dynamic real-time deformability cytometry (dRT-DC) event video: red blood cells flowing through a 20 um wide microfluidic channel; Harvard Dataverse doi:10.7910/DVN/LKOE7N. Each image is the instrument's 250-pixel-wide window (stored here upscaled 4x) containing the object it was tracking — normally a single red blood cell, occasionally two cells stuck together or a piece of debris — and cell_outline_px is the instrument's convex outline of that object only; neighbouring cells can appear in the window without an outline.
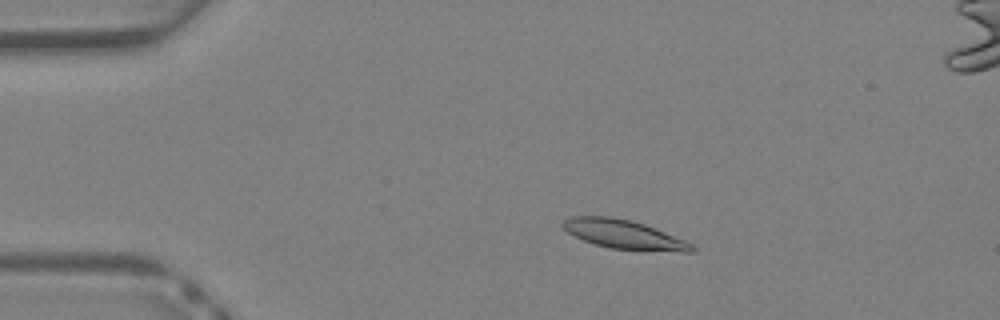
{"species": "Egyptian fruit bat (a non-hibernating species)", "species_latin": "Rousettus aegyptiacus", "temperature_condition": "warm", "stored_images_in_passage": 39, "segment_of_instrument_passage": [1, 2], "camera_frame_rate_fps": 3000, "um_per_image_px": 0.085, "animal": {"sex": "female"}, "frame": {"image": 1, "passage_image": 7, "time_ms": 2.0, "image_size_px": [1000, 320], "cell_outline_px": [[696, 248], [692, 252], [680, 252], [608, 248], [584, 240], [568, 232], [564, 228], [564, 220], [572, 216], [608, 216], [632, 220], [644, 224], [684, 240], [692, 244]], "centroid_in_image_um": [53.05, 19.92], "position_along_channel_um": 31.9, "area_um2": 21.39}}
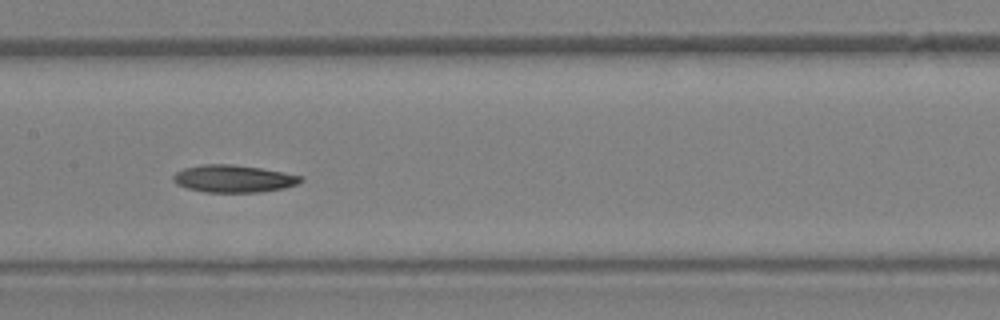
{"frame": {"image": 2, "passage_image": 19, "time_ms": 6.0, "image_size_px": [1000, 320], "cell_outline_px": [[304, 180], [296, 184], [284, 188], [260, 192], [204, 192], [188, 188], [176, 184], [172, 180], [172, 176], [176, 172], [184, 168], [204, 164], [232, 164], [260, 168], [284, 172], [304, 176]], "centroid_in_image_um": [19.86, 15.18], "position_along_channel_um": 187.5, "area_um2": 20.4}}
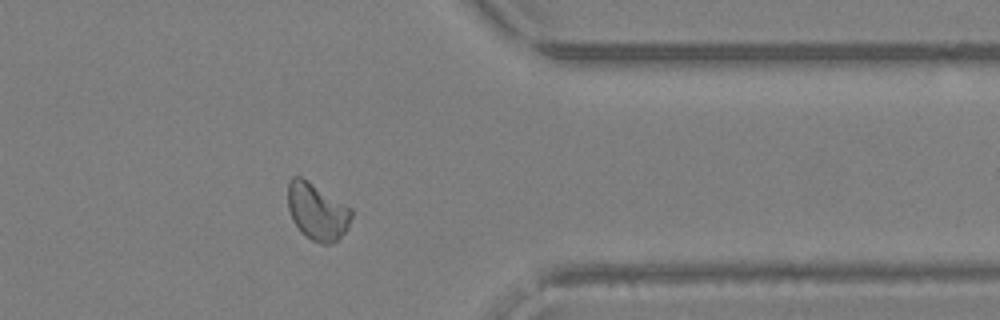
{"frame": {"image": 3, "passage_image": 31, "time_ms": 10.0, "image_size_px": [1000, 320], "cell_outline_px": [[352, 216], [348, 228], [332, 244], [320, 244], [304, 236], [300, 232], [292, 220], [288, 208], [288, 180], [292, 176], [300, 176], [308, 180], [352, 208]], "centroid_in_image_um": [26.94, 17.98], "position_along_channel_um": 384.5, "area_um2": 21.33}}